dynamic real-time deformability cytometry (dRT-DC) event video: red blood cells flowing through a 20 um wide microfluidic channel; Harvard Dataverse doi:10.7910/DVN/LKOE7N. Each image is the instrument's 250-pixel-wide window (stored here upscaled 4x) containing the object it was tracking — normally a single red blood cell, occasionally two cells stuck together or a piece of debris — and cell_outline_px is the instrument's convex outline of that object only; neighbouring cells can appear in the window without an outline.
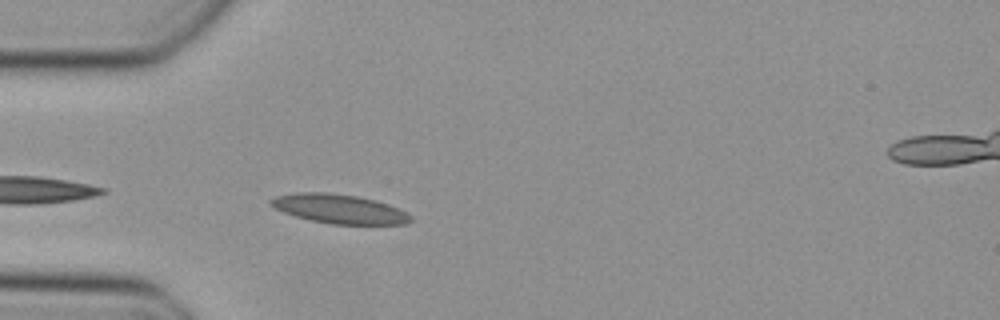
{"species": "Egyptian fruit bat (a non-hibernating species)", "species_latin": "Rousettus aegyptiacus", "temperature_condition": "cold", "stored_images_in_passage": 35, "camera_frame_rate_fps": 3000, "um_per_image_px": 0.085, "animal": {"sex": "female"}, "frame": {"image": 1, "passage_image": 2, "time_ms": 0.333, "image_size_px": [1000, 320], "cell_outline_px": [[412, 220], [408, 224], [332, 224], [312, 220], [296, 216], [284, 212], [268, 204], [268, 200], [276, 196], [296, 192], [328, 192], [356, 196], [376, 200], [388, 204], [412, 216]], "centroid_in_image_um": [28.82, 17.75], "position_along_channel_um": 56.2, "area_um2": 23.64}}
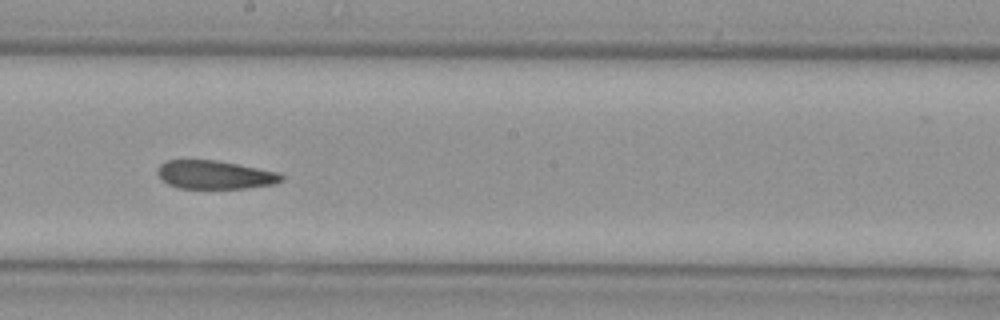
{"frame": {"image": 2, "passage_image": 15, "time_ms": 4.667, "image_size_px": [1000, 320], "cell_outline_px": [[284, 180], [272, 184], [244, 188], [180, 188], [168, 184], [160, 180], [156, 172], [156, 168], [160, 164], [168, 160], [216, 160], [280, 172], [284, 176]], "centroid_in_image_um": [18.23, 14.85], "position_along_channel_um": 230.0, "area_um2": 20.63}}
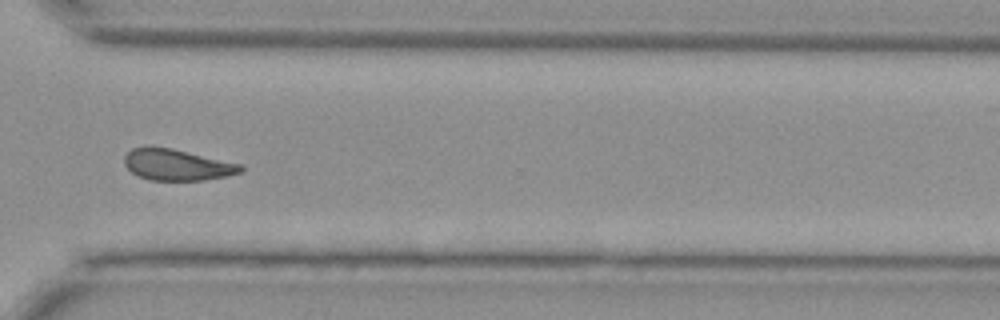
{"frame": {"image": 3, "passage_image": 24, "time_ms": 7.667, "image_size_px": [1000, 320], "cell_outline_px": [[244, 168], [240, 172], [228, 176], [204, 180], [152, 180], [140, 176], [132, 172], [124, 164], [124, 156], [132, 148], [172, 148], [244, 164]], "centroid_in_image_um": [15.12, 14.02], "position_along_channel_um": 355.5, "area_um2": 20.98}}